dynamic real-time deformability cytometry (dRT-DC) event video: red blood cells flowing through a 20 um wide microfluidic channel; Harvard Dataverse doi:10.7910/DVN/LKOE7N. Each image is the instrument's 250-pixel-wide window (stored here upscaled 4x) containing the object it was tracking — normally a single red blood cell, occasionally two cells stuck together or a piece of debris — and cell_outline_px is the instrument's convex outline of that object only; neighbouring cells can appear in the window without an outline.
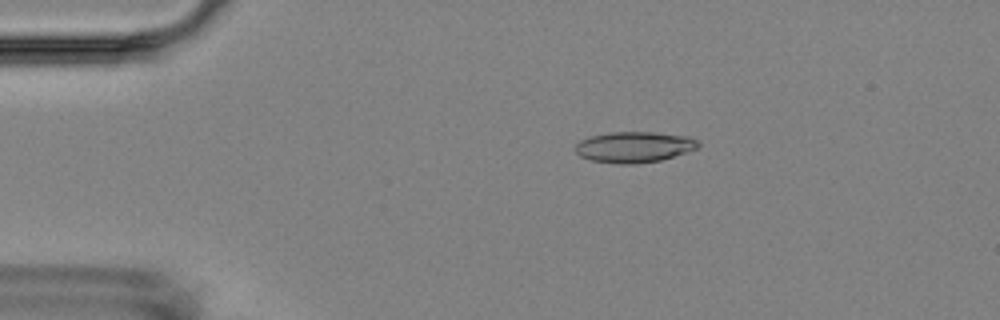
{"species": "Egyptian fruit bat (a non-hibernating species)", "species_latin": "Rousettus aegyptiacus", "temperature_condition": "room temperature", "stored_images_in_passage": 5, "camera_frame_rate_fps": 3000, "um_per_image_px": 0.085, "animal": {"sex": "female"}, "frame": {"image": 1, "passage_image": 3, "time_ms": 3.0, "image_size_px": [1000, 320], "cell_outline_px": [[700, 144], [696, 148], [688, 152], [660, 160], [636, 164], [616, 164], [592, 160], [580, 156], [576, 152], [576, 144], [580, 140], [588, 136], [612, 132], [652, 132], [688, 136], [696, 140]], "centroid_in_image_um": [53.89, 12.5], "position_along_channel_um": 31.1, "area_um2": 22.08}}
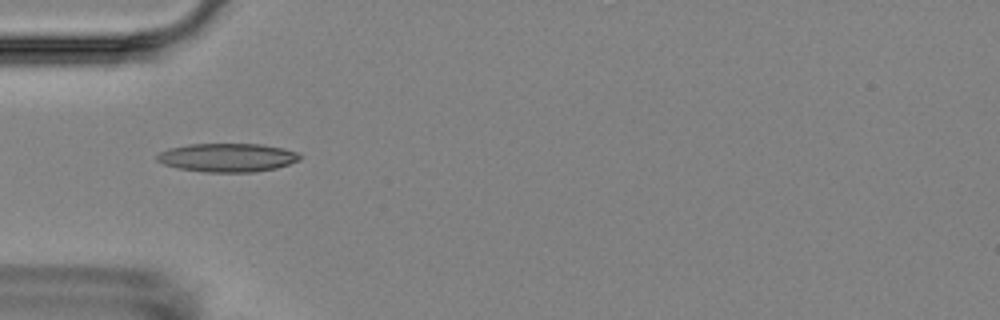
{"frame": {"image": 2, "passage_image": 5, "time_ms": 5.333, "image_size_px": [1000, 320], "cell_outline_px": [[300, 160], [276, 168], [252, 172], [208, 172], [176, 168], [164, 164], [156, 160], [156, 156], [160, 152], [168, 148], [188, 144], [264, 144], [284, 148], [296, 152], [300, 156]], "centroid_in_image_um": [19.31, 13.39], "position_along_channel_um": 65.7, "area_um2": 23.81}}